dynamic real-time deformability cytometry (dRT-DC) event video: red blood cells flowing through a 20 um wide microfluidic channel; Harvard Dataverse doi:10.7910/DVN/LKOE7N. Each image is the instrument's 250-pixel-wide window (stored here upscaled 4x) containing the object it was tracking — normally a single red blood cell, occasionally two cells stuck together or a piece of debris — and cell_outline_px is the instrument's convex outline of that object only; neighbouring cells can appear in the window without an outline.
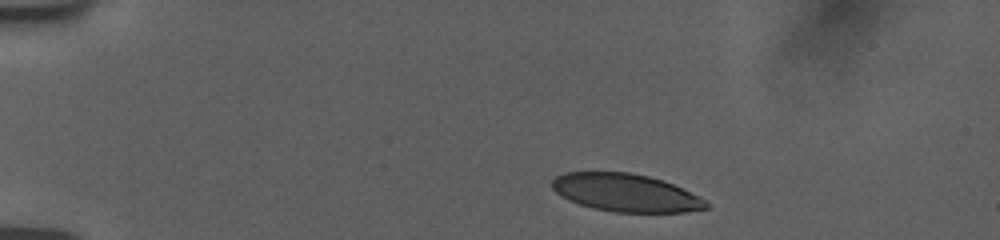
{"species": "human", "species_latin": "Homo sapiens", "temperature_condition": "room temperature", "stored_images_in_passage": 6, "camera_frame_rate_fps": 3000, "um_per_image_px": 0.085, "donor": {"sex": "female"}, "frame": {"image": 1, "passage_image": 1, "time_ms": 0.0, "image_size_px": [1000, 240], "cell_outline_px": [[708, 208], [684, 212], [616, 212], [592, 208], [568, 200], [556, 192], [552, 188], [552, 180], [556, 176], [564, 172], [628, 172], [648, 176], [664, 180], [704, 200], [708, 204]], "centroid_in_image_um": [53.13, 16.38], "position_along_channel_um": 31.9, "area_um2": 33.64}}
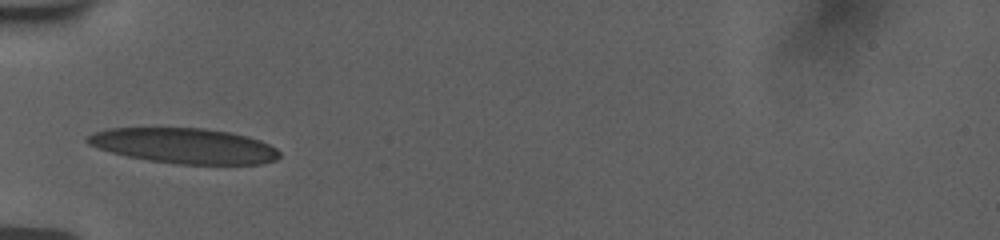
{"frame": {"image": 2, "passage_image": 4, "time_ms": 3.0, "image_size_px": [1000, 240], "cell_outline_px": [[280, 156], [276, 160], [260, 164], [176, 164], [148, 160], [128, 156], [96, 148], [88, 144], [84, 140], [84, 136], [92, 132], [108, 128], [204, 128], [232, 132], [248, 136], [260, 140], [276, 148], [280, 152]], "centroid_in_image_um": [15.63, 12.38], "position_along_channel_um": 69.4, "area_um2": 39.82}}
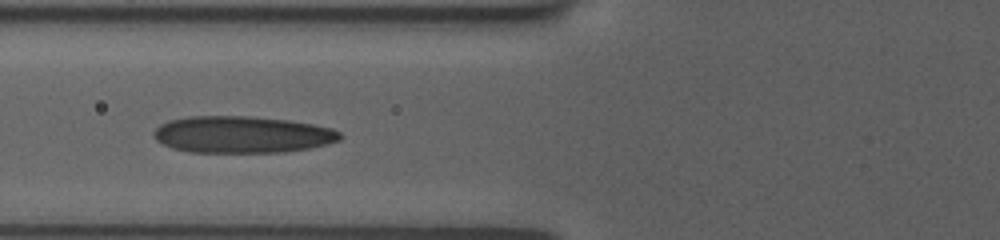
{"frame": {"image": 3, "passage_image": 5, "time_ms": 4.0, "image_size_px": [1000, 240], "cell_outline_px": [[344, 136], [340, 140], [328, 144], [308, 148], [284, 152], [188, 152], [172, 148], [156, 140], [152, 136], [152, 132], [160, 124], [168, 120], [188, 116], [252, 116], [288, 120], [312, 124], [332, 128], [340, 132]], "centroid_in_image_um": [20.57, 11.43], "position_along_channel_um": 105.2, "area_um2": 40.23}}